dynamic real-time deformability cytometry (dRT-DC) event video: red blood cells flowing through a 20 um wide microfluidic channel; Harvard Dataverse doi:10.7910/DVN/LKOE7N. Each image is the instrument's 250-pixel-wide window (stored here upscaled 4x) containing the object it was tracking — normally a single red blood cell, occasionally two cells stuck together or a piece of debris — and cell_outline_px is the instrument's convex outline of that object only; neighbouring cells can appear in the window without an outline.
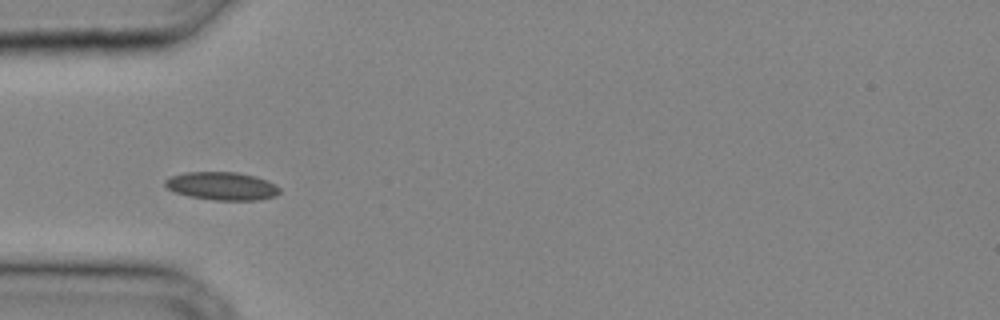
{"species": "common noctule bat (a hibernating species)", "species_latin": "Nyctalus noctula", "temperature_condition": "cold", "stored_images_in_passage": 28, "camera_frame_rate_fps": 3000, "um_per_image_px": 0.085, "animal": {"sex": "male", "body_mass_g": 20.4}, "frame": {"image": 1, "passage_image": 5, "time_ms": 1.333, "image_size_px": [1000, 320], "cell_outline_px": [[280, 192], [276, 196], [260, 200], [212, 200], [188, 196], [176, 192], [168, 188], [164, 184], [164, 180], [172, 176], [184, 172], [236, 172], [256, 176], [268, 180], [276, 184], [280, 188]], "centroid_in_image_um": [18.9, 15.81], "position_along_channel_um": 66.1, "area_um2": 18.9}}
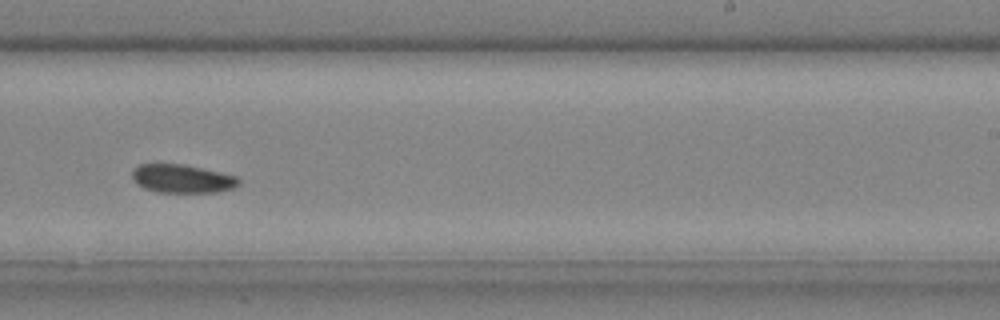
{"frame": {"image": 2, "passage_image": 16, "time_ms": 5.0, "image_size_px": [1000, 320], "cell_outline_px": [[240, 184], [232, 188], [220, 192], [156, 192], [144, 188], [136, 184], [132, 176], [132, 168], [140, 164], [184, 164], [220, 172], [236, 176], [240, 180]], "centroid_in_image_um": [15.47, 15.19], "position_along_channel_um": 273.5, "area_um2": 17.74}}